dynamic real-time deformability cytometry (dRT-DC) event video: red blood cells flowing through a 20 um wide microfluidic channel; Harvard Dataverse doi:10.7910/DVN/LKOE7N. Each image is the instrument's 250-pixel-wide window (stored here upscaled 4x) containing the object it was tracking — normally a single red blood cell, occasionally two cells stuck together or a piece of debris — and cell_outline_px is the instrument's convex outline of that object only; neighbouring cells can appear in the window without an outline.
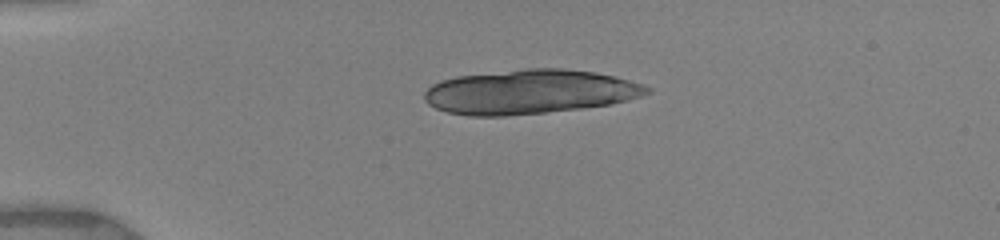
{"species": "human", "species_latin": "Homo sapiens", "temperature_condition": "warm", "stored_images_in_passage": 11, "camera_frame_rate_fps": 3000, "um_per_image_px": 0.085, "donor": {"sex": "female"}, "frame": {"image": 1, "passage_image": 1, "time_ms": 0.0, "image_size_px": [1000, 240], "cell_outline_px": [[652, 92], [628, 100], [608, 104], [580, 108], [544, 112], [504, 116], [468, 116], [448, 112], [436, 108], [428, 104], [424, 100], [424, 92], [432, 84], [440, 80], [456, 76], [524, 68], [564, 68], [596, 72], [616, 76], [644, 84], [652, 88]], "centroid_in_image_um": [45.02, 7.79], "position_along_channel_um": 40.0, "area_um2": 57.74}}